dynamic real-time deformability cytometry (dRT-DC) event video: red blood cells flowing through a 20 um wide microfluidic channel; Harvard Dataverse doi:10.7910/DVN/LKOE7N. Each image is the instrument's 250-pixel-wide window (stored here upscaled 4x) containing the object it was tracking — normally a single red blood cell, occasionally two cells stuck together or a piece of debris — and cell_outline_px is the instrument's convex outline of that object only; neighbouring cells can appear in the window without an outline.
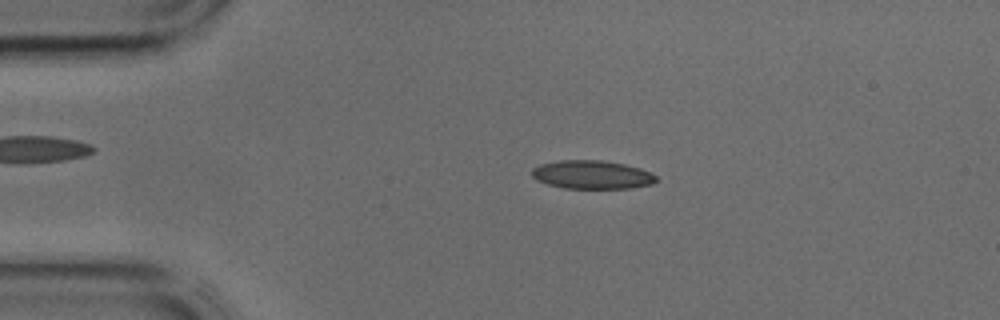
{"species": "common noctule bat (a hibernating species)", "species_latin": "Nyctalus noctula", "temperature_condition": "cold", "stored_images_in_passage": 38, "camera_frame_rate_fps": 3000, "um_per_image_px": 0.085, "animal": {"sex": "male", "body_mass_g": 17.9, "forearm_length_mm": 54.2}, "frame": {"image": 1, "passage_image": 4, "time_ms": 1.0, "image_size_px": [1000, 320], "cell_outline_px": [[656, 180], [652, 184], [628, 188], [564, 188], [548, 184], [536, 180], [532, 176], [532, 168], [540, 164], [560, 160], [604, 160], [624, 164], [640, 168], [656, 176]], "centroid_in_image_um": [50.28, 14.84], "position_along_channel_um": 34.7, "area_um2": 20.52}}
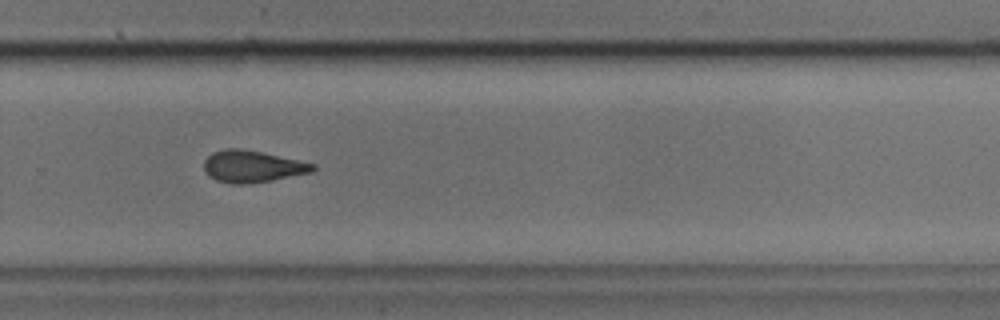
{"frame": {"image": 2, "passage_image": 24, "time_ms": 7.667, "image_size_px": [1000, 320], "cell_outline_px": [[316, 168], [312, 172], [272, 180], [244, 184], [232, 184], [216, 180], [208, 176], [204, 168], [204, 160], [212, 152], [228, 148], [240, 148], [260, 152], [316, 164]], "centroid_in_image_um": [21.42, 14.15], "position_along_channel_um": 308.4, "area_um2": 20.06}}
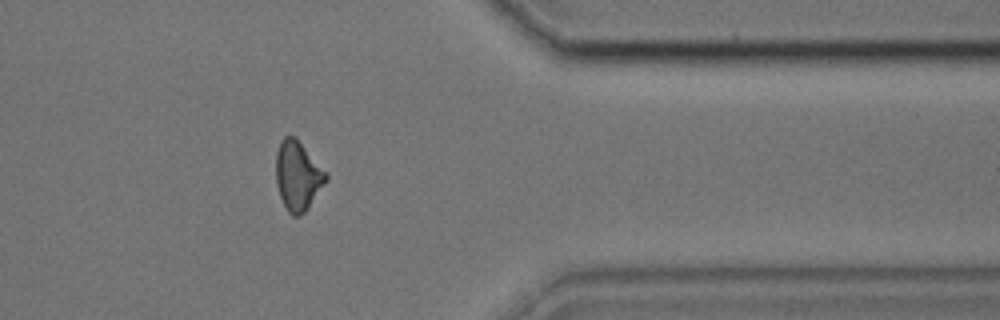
{"frame": {"image": 3, "passage_image": 30, "time_ms": 9.667, "image_size_px": [1000, 320], "cell_outline_px": [[328, 180], [308, 208], [300, 216], [292, 216], [288, 212], [280, 196], [276, 184], [276, 152], [280, 140], [284, 136], [292, 136], [328, 172]], "centroid_in_image_um": [25.32, 14.97], "position_along_channel_um": 386.1, "area_um2": 20.11}}